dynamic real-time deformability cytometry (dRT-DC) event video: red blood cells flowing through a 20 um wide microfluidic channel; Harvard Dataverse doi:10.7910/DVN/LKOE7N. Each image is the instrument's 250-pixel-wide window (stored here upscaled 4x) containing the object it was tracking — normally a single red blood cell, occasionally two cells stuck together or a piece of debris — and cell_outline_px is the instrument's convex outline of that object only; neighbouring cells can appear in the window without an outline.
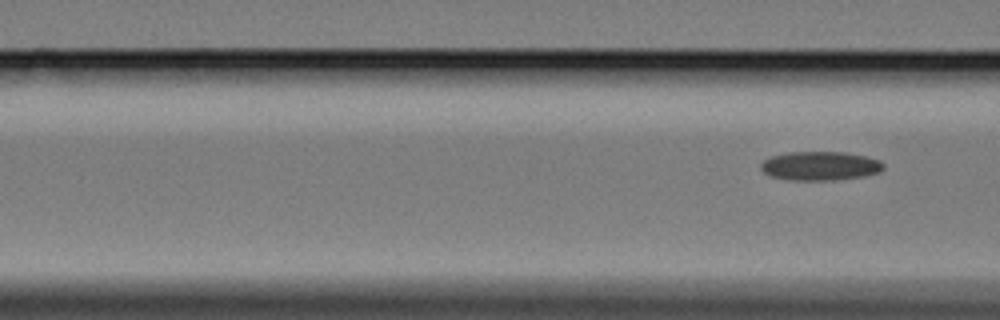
{"species": "Egyptian fruit bat (a non-hibernating species)", "species_latin": "Rousettus aegyptiacus", "temperature_condition": "cold", "stored_images_in_passage": 3, "camera_frame_rate_fps": 3000, "um_per_image_px": 0.085, "animal": {"sex": "female"}, "frame": {"image": 1, "passage_image": 3, "time_ms": 3.667, "image_size_px": [1000, 320], "cell_outline_px": [[884, 168], [876, 172], [860, 176], [832, 180], [792, 180], [772, 176], [764, 172], [760, 168], [760, 164], [764, 160], [772, 156], [788, 152], [844, 152], [864, 156], [880, 160], [884, 164]], "centroid_in_image_um": [69.68, 14.09], "position_along_channel_um": 96.9, "area_um2": 20.35}}